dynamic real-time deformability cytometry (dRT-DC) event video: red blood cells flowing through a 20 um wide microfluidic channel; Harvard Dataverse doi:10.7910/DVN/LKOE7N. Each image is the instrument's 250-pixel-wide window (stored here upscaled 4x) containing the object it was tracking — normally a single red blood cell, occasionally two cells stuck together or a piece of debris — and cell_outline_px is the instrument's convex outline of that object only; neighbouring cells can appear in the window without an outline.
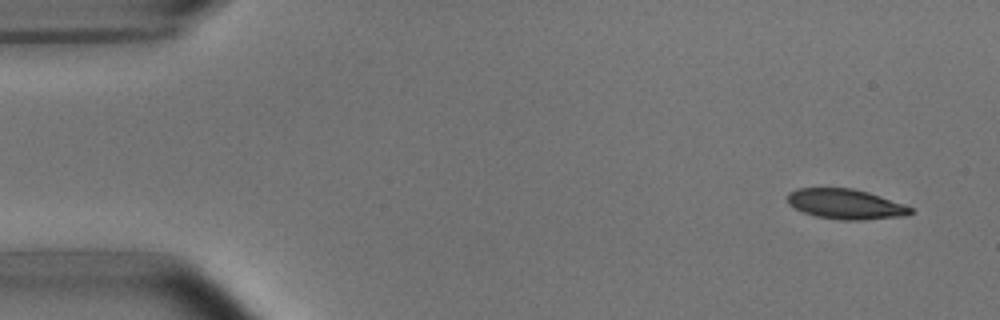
{"species": "common noctule bat (a hibernating species)", "species_latin": "Nyctalus noctula", "temperature_condition": "room temperature", "stored_images_in_passage": 5, "camera_frame_rate_fps": 3000, "um_per_image_px": 0.085, "animal": {"sex": "male", "body_mass_g": 15.6}, "frame": {"image": 1, "passage_image": 1, "time_ms": 0.0, "image_size_px": [1000, 320], "cell_outline_px": [[912, 212], [904, 216], [864, 220], [840, 220], [816, 216], [804, 212], [788, 204], [788, 192], [796, 188], [852, 188], [868, 192], [904, 204], [912, 208]], "centroid_in_image_um": [71.87, 17.34], "position_along_channel_um": 13.1, "area_um2": 21.5}}
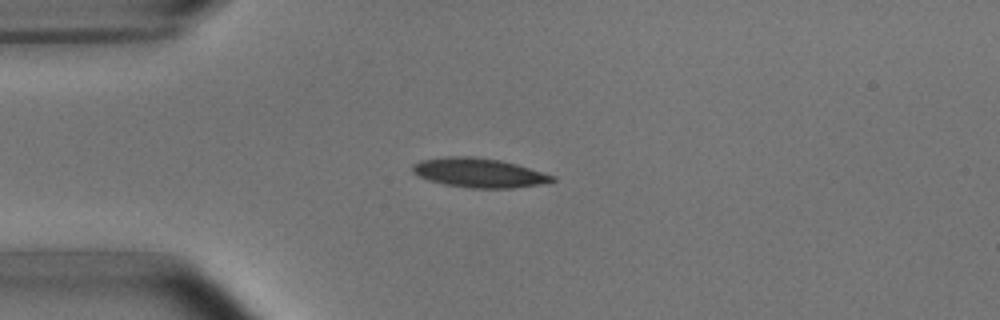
{"frame": {"image": 2, "passage_image": 3, "time_ms": 3.333, "image_size_px": [1000, 320], "cell_outline_px": [[556, 180], [548, 184], [512, 188], [472, 188], [444, 184], [428, 180], [412, 172], [412, 164], [420, 160], [448, 156], [472, 156], [500, 160], [516, 164], [556, 176]], "centroid_in_image_um": [40.75, 14.69], "position_along_channel_um": 44.3, "area_um2": 24.04}}
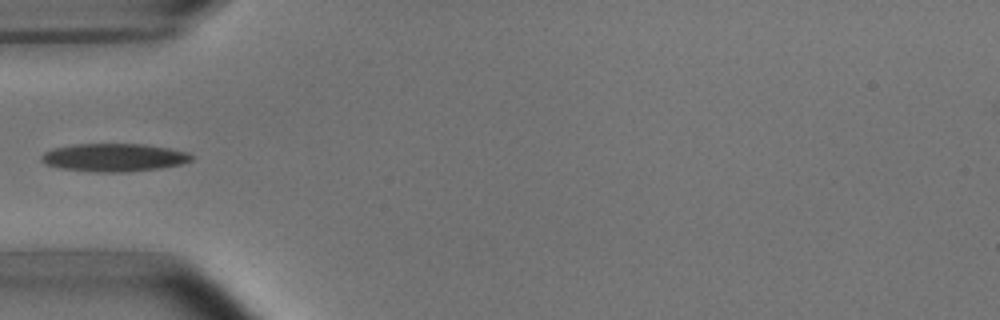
{"frame": {"image": 3, "passage_image": 4, "time_ms": 4.667, "image_size_px": [1000, 320], "cell_outline_px": [[196, 156], [192, 160], [180, 164], [160, 168], [128, 172], [92, 172], [60, 168], [44, 164], [40, 160], [40, 156], [44, 152], [52, 148], [76, 144], [144, 144], [168, 148], [188, 152]], "centroid_in_image_um": [9.67, 13.39], "position_along_channel_um": 75.3, "area_um2": 24.74}}